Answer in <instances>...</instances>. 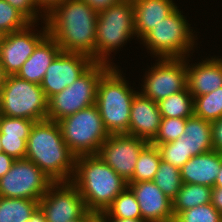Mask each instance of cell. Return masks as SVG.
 <instances>
[{
    "mask_svg": "<svg viewBox=\"0 0 222 222\" xmlns=\"http://www.w3.org/2000/svg\"><path fill=\"white\" fill-rule=\"evenodd\" d=\"M28 222H46L45 215L40 208L33 213Z\"/></svg>",
    "mask_w": 222,
    "mask_h": 222,
    "instance_id": "b9f144b4",
    "label": "cell"
},
{
    "mask_svg": "<svg viewBox=\"0 0 222 222\" xmlns=\"http://www.w3.org/2000/svg\"><path fill=\"white\" fill-rule=\"evenodd\" d=\"M109 222H145L142 219H121V218H107Z\"/></svg>",
    "mask_w": 222,
    "mask_h": 222,
    "instance_id": "ee69618b",
    "label": "cell"
},
{
    "mask_svg": "<svg viewBox=\"0 0 222 222\" xmlns=\"http://www.w3.org/2000/svg\"><path fill=\"white\" fill-rule=\"evenodd\" d=\"M87 222H109L108 219L101 213H94Z\"/></svg>",
    "mask_w": 222,
    "mask_h": 222,
    "instance_id": "7bdbcfd3",
    "label": "cell"
},
{
    "mask_svg": "<svg viewBox=\"0 0 222 222\" xmlns=\"http://www.w3.org/2000/svg\"><path fill=\"white\" fill-rule=\"evenodd\" d=\"M187 118H162L159 131L152 145L176 141L184 133Z\"/></svg>",
    "mask_w": 222,
    "mask_h": 222,
    "instance_id": "d6a6232c",
    "label": "cell"
},
{
    "mask_svg": "<svg viewBox=\"0 0 222 222\" xmlns=\"http://www.w3.org/2000/svg\"><path fill=\"white\" fill-rule=\"evenodd\" d=\"M1 146L3 152L15 160L25 159L26 141L21 136L1 134Z\"/></svg>",
    "mask_w": 222,
    "mask_h": 222,
    "instance_id": "e575fe53",
    "label": "cell"
},
{
    "mask_svg": "<svg viewBox=\"0 0 222 222\" xmlns=\"http://www.w3.org/2000/svg\"><path fill=\"white\" fill-rule=\"evenodd\" d=\"M96 30L95 62L113 66L109 61L111 52L123 47L131 37L137 36L134 27L133 0H122L118 4L100 10Z\"/></svg>",
    "mask_w": 222,
    "mask_h": 222,
    "instance_id": "5b68a950",
    "label": "cell"
},
{
    "mask_svg": "<svg viewBox=\"0 0 222 222\" xmlns=\"http://www.w3.org/2000/svg\"><path fill=\"white\" fill-rule=\"evenodd\" d=\"M71 183L79 190L86 209L101 214L128 186L127 181L98 155L76 157Z\"/></svg>",
    "mask_w": 222,
    "mask_h": 222,
    "instance_id": "3957f363",
    "label": "cell"
},
{
    "mask_svg": "<svg viewBox=\"0 0 222 222\" xmlns=\"http://www.w3.org/2000/svg\"><path fill=\"white\" fill-rule=\"evenodd\" d=\"M194 115L214 122L222 118V87L194 98Z\"/></svg>",
    "mask_w": 222,
    "mask_h": 222,
    "instance_id": "83f0119b",
    "label": "cell"
},
{
    "mask_svg": "<svg viewBox=\"0 0 222 222\" xmlns=\"http://www.w3.org/2000/svg\"><path fill=\"white\" fill-rule=\"evenodd\" d=\"M174 222H222V214L209 203L178 213Z\"/></svg>",
    "mask_w": 222,
    "mask_h": 222,
    "instance_id": "1f68e13d",
    "label": "cell"
},
{
    "mask_svg": "<svg viewBox=\"0 0 222 222\" xmlns=\"http://www.w3.org/2000/svg\"><path fill=\"white\" fill-rule=\"evenodd\" d=\"M64 0H35L38 8L47 15L55 6L62 3Z\"/></svg>",
    "mask_w": 222,
    "mask_h": 222,
    "instance_id": "ab89813d",
    "label": "cell"
},
{
    "mask_svg": "<svg viewBox=\"0 0 222 222\" xmlns=\"http://www.w3.org/2000/svg\"><path fill=\"white\" fill-rule=\"evenodd\" d=\"M161 160L158 147L148 143L139 153L134 174L127 183L153 181Z\"/></svg>",
    "mask_w": 222,
    "mask_h": 222,
    "instance_id": "484cf974",
    "label": "cell"
},
{
    "mask_svg": "<svg viewBox=\"0 0 222 222\" xmlns=\"http://www.w3.org/2000/svg\"><path fill=\"white\" fill-rule=\"evenodd\" d=\"M187 66V88L192 96H201L222 87V59L206 58L200 63Z\"/></svg>",
    "mask_w": 222,
    "mask_h": 222,
    "instance_id": "ac0fdd59",
    "label": "cell"
},
{
    "mask_svg": "<svg viewBox=\"0 0 222 222\" xmlns=\"http://www.w3.org/2000/svg\"><path fill=\"white\" fill-rule=\"evenodd\" d=\"M34 23L26 28L2 35L0 40V62L5 74L16 75L37 45L48 35L47 25L43 31L34 32Z\"/></svg>",
    "mask_w": 222,
    "mask_h": 222,
    "instance_id": "5bb4252c",
    "label": "cell"
},
{
    "mask_svg": "<svg viewBox=\"0 0 222 222\" xmlns=\"http://www.w3.org/2000/svg\"><path fill=\"white\" fill-rule=\"evenodd\" d=\"M190 28V24L177 7L141 41L157 58H186V55L194 49V40H196Z\"/></svg>",
    "mask_w": 222,
    "mask_h": 222,
    "instance_id": "ba28073f",
    "label": "cell"
},
{
    "mask_svg": "<svg viewBox=\"0 0 222 222\" xmlns=\"http://www.w3.org/2000/svg\"><path fill=\"white\" fill-rule=\"evenodd\" d=\"M60 52L61 48L48 34L37 45L16 75L31 83L41 84L48 66Z\"/></svg>",
    "mask_w": 222,
    "mask_h": 222,
    "instance_id": "44dd1931",
    "label": "cell"
},
{
    "mask_svg": "<svg viewBox=\"0 0 222 222\" xmlns=\"http://www.w3.org/2000/svg\"><path fill=\"white\" fill-rule=\"evenodd\" d=\"M213 147L222 154V118L212 122Z\"/></svg>",
    "mask_w": 222,
    "mask_h": 222,
    "instance_id": "8d00e7d4",
    "label": "cell"
},
{
    "mask_svg": "<svg viewBox=\"0 0 222 222\" xmlns=\"http://www.w3.org/2000/svg\"><path fill=\"white\" fill-rule=\"evenodd\" d=\"M145 222H174L173 202L153 181L127 183Z\"/></svg>",
    "mask_w": 222,
    "mask_h": 222,
    "instance_id": "2e32d148",
    "label": "cell"
},
{
    "mask_svg": "<svg viewBox=\"0 0 222 222\" xmlns=\"http://www.w3.org/2000/svg\"><path fill=\"white\" fill-rule=\"evenodd\" d=\"M25 159L32 161L54 182H71L76 156L65 143L58 122H35L26 142Z\"/></svg>",
    "mask_w": 222,
    "mask_h": 222,
    "instance_id": "7a4b0ae2",
    "label": "cell"
},
{
    "mask_svg": "<svg viewBox=\"0 0 222 222\" xmlns=\"http://www.w3.org/2000/svg\"><path fill=\"white\" fill-rule=\"evenodd\" d=\"M22 13L31 23H37L40 17L45 21L46 15L38 8L35 0H5ZM39 11L41 14H39ZM37 20V21H36Z\"/></svg>",
    "mask_w": 222,
    "mask_h": 222,
    "instance_id": "d590c367",
    "label": "cell"
},
{
    "mask_svg": "<svg viewBox=\"0 0 222 222\" xmlns=\"http://www.w3.org/2000/svg\"><path fill=\"white\" fill-rule=\"evenodd\" d=\"M62 137L76 156L97 155L109 137L96 104L58 121Z\"/></svg>",
    "mask_w": 222,
    "mask_h": 222,
    "instance_id": "52a82bcc",
    "label": "cell"
},
{
    "mask_svg": "<svg viewBox=\"0 0 222 222\" xmlns=\"http://www.w3.org/2000/svg\"><path fill=\"white\" fill-rule=\"evenodd\" d=\"M153 182L171 200L182 187L180 169L161 160Z\"/></svg>",
    "mask_w": 222,
    "mask_h": 222,
    "instance_id": "f1b7e54d",
    "label": "cell"
},
{
    "mask_svg": "<svg viewBox=\"0 0 222 222\" xmlns=\"http://www.w3.org/2000/svg\"><path fill=\"white\" fill-rule=\"evenodd\" d=\"M214 187H222V165H221L220 171L217 175V179L215 181Z\"/></svg>",
    "mask_w": 222,
    "mask_h": 222,
    "instance_id": "bcb514c9",
    "label": "cell"
},
{
    "mask_svg": "<svg viewBox=\"0 0 222 222\" xmlns=\"http://www.w3.org/2000/svg\"><path fill=\"white\" fill-rule=\"evenodd\" d=\"M39 208L46 222H68L74 219H89V212L79 190L71 182H54L39 200Z\"/></svg>",
    "mask_w": 222,
    "mask_h": 222,
    "instance_id": "7c38bea8",
    "label": "cell"
},
{
    "mask_svg": "<svg viewBox=\"0 0 222 222\" xmlns=\"http://www.w3.org/2000/svg\"><path fill=\"white\" fill-rule=\"evenodd\" d=\"M39 200L0 197V222H28Z\"/></svg>",
    "mask_w": 222,
    "mask_h": 222,
    "instance_id": "cb8c5ba5",
    "label": "cell"
},
{
    "mask_svg": "<svg viewBox=\"0 0 222 222\" xmlns=\"http://www.w3.org/2000/svg\"><path fill=\"white\" fill-rule=\"evenodd\" d=\"M48 99L40 84H34L17 75L6 76L0 89V115L47 120Z\"/></svg>",
    "mask_w": 222,
    "mask_h": 222,
    "instance_id": "8992f818",
    "label": "cell"
},
{
    "mask_svg": "<svg viewBox=\"0 0 222 222\" xmlns=\"http://www.w3.org/2000/svg\"><path fill=\"white\" fill-rule=\"evenodd\" d=\"M98 11L82 0H64L45 18L48 34L62 52L85 54L95 62Z\"/></svg>",
    "mask_w": 222,
    "mask_h": 222,
    "instance_id": "6da1fadb",
    "label": "cell"
},
{
    "mask_svg": "<svg viewBox=\"0 0 222 222\" xmlns=\"http://www.w3.org/2000/svg\"><path fill=\"white\" fill-rule=\"evenodd\" d=\"M157 147L160 151L161 159L178 169L191 158V154H187L184 135H181L176 141L159 144Z\"/></svg>",
    "mask_w": 222,
    "mask_h": 222,
    "instance_id": "4dcf8cb0",
    "label": "cell"
},
{
    "mask_svg": "<svg viewBox=\"0 0 222 222\" xmlns=\"http://www.w3.org/2000/svg\"><path fill=\"white\" fill-rule=\"evenodd\" d=\"M88 219H74L68 222H87Z\"/></svg>",
    "mask_w": 222,
    "mask_h": 222,
    "instance_id": "7dc6e473",
    "label": "cell"
},
{
    "mask_svg": "<svg viewBox=\"0 0 222 222\" xmlns=\"http://www.w3.org/2000/svg\"><path fill=\"white\" fill-rule=\"evenodd\" d=\"M102 214L106 218L142 219L139 204L128 186L115 197Z\"/></svg>",
    "mask_w": 222,
    "mask_h": 222,
    "instance_id": "4316f807",
    "label": "cell"
},
{
    "mask_svg": "<svg viewBox=\"0 0 222 222\" xmlns=\"http://www.w3.org/2000/svg\"><path fill=\"white\" fill-rule=\"evenodd\" d=\"M31 22L7 1L0 0V34H10L26 28Z\"/></svg>",
    "mask_w": 222,
    "mask_h": 222,
    "instance_id": "f546056e",
    "label": "cell"
},
{
    "mask_svg": "<svg viewBox=\"0 0 222 222\" xmlns=\"http://www.w3.org/2000/svg\"><path fill=\"white\" fill-rule=\"evenodd\" d=\"M161 119L158 104L137 92L131 104L129 135L151 143L157 136Z\"/></svg>",
    "mask_w": 222,
    "mask_h": 222,
    "instance_id": "e0dca14e",
    "label": "cell"
},
{
    "mask_svg": "<svg viewBox=\"0 0 222 222\" xmlns=\"http://www.w3.org/2000/svg\"><path fill=\"white\" fill-rule=\"evenodd\" d=\"M186 58H158L145 74L141 93L156 103L187 88Z\"/></svg>",
    "mask_w": 222,
    "mask_h": 222,
    "instance_id": "8fae6325",
    "label": "cell"
},
{
    "mask_svg": "<svg viewBox=\"0 0 222 222\" xmlns=\"http://www.w3.org/2000/svg\"><path fill=\"white\" fill-rule=\"evenodd\" d=\"M183 135L191 157L214 150L212 122L193 115L187 118Z\"/></svg>",
    "mask_w": 222,
    "mask_h": 222,
    "instance_id": "7402d4cb",
    "label": "cell"
},
{
    "mask_svg": "<svg viewBox=\"0 0 222 222\" xmlns=\"http://www.w3.org/2000/svg\"><path fill=\"white\" fill-rule=\"evenodd\" d=\"M162 118H189L194 115V97L188 88L157 102Z\"/></svg>",
    "mask_w": 222,
    "mask_h": 222,
    "instance_id": "d4e9b609",
    "label": "cell"
},
{
    "mask_svg": "<svg viewBox=\"0 0 222 222\" xmlns=\"http://www.w3.org/2000/svg\"><path fill=\"white\" fill-rule=\"evenodd\" d=\"M6 74L3 70V66L0 62V89L2 88L3 84L5 83V79H6Z\"/></svg>",
    "mask_w": 222,
    "mask_h": 222,
    "instance_id": "f6af8a7d",
    "label": "cell"
},
{
    "mask_svg": "<svg viewBox=\"0 0 222 222\" xmlns=\"http://www.w3.org/2000/svg\"><path fill=\"white\" fill-rule=\"evenodd\" d=\"M94 63L85 54L61 51L48 66L40 84L47 99L70 86Z\"/></svg>",
    "mask_w": 222,
    "mask_h": 222,
    "instance_id": "9a60e30c",
    "label": "cell"
},
{
    "mask_svg": "<svg viewBox=\"0 0 222 222\" xmlns=\"http://www.w3.org/2000/svg\"><path fill=\"white\" fill-rule=\"evenodd\" d=\"M14 161L15 159L6 153H0V178L11 169Z\"/></svg>",
    "mask_w": 222,
    "mask_h": 222,
    "instance_id": "f35d334b",
    "label": "cell"
},
{
    "mask_svg": "<svg viewBox=\"0 0 222 222\" xmlns=\"http://www.w3.org/2000/svg\"><path fill=\"white\" fill-rule=\"evenodd\" d=\"M0 139H1V132H0ZM0 153H3V149H2V146H1V140H0Z\"/></svg>",
    "mask_w": 222,
    "mask_h": 222,
    "instance_id": "c3c4849f",
    "label": "cell"
},
{
    "mask_svg": "<svg viewBox=\"0 0 222 222\" xmlns=\"http://www.w3.org/2000/svg\"><path fill=\"white\" fill-rule=\"evenodd\" d=\"M85 1L90 7L97 10L106 9L112 5L120 3L122 0H82Z\"/></svg>",
    "mask_w": 222,
    "mask_h": 222,
    "instance_id": "74e56055",
    "label": "cell"
},
{
    "mask_svg": "<svg viewBox=\"0 0 222 222\" xmlns=\"http://www.w3.org/2000/svg\"><path fill=\"white\" fill-rule=\"evenodd\" d=\"M212 187L183 183L173 202L174 217L190 208L211 203Z\"/></svg>",
    "mask_w": 222,
    "mask_h": 222,
    "instance_id": "603a6c76",
    "label": "cell"
},
{
    "mask_svg": "<svg viewBox=\"0 0 222 222\" xmlns=\"http://www.w3.org/2000/svg\"><path fill=\"white\" fill-rule=\"evenodd\" d=\"M178 6L173 0H133L134 27L142 39Z\"/></svg>",
    "mask_w": 222,
    "mask_h": 222,
    "instance_id": "ffe728a7",
    "label": "cell"
},
{
    "mask_svg": "<svg viewBox=\"0 0 222 222\" xmlns=\"http://www.w3.org/2000/svg\"><path fill=\"white\" fill-rule=\"evenodd\" d=\"M54 181L27 159H17L0 178V197L40 200Z\"/></svg>",
    "mask_w": 222,
    "mask_h": 222,
    "instance_id": "30bf717a",
    "label": "cell"
},
{
    "mask_svg": "<svg viewBox=\"0 0 222 222\" xmlns=\"http://www.w3.org/2000/svg\"><path fill=\"white\" fill-rule=\"evenodd\" d=\"M111 66L95 62L70 86L48 99L47 120L56 121L96 104L97 86Z\"/></svg>",
    "mask_w": 222,
    "mask_h": 222,
    "instance_id": "9c48e42d",
    "label": "cell"
},
{
    "mask_svg": "<svg viewBox=\"0 0 222 222\" xmlns=\"http://www.w3.org/2000/svg\"><path fill=\"white\" fill-rule=\"evenodd\" d=\"M34 123L35 121L30 119L0 115V132L1 134L21 136L27 142Z\"/></svg>",
    "mask_w": 222,
    "mask_h": 222,
    "instance_id": "836d02e7",
    "label": "cell"
},
{
    "mask_svg": "<svg viewBox=\"0 0 222 222\" xmlns=\"http://www.w3.org/2000/svg\"><path fill=\"white\" fill-rule=\"evenodd\" d=\"M121 73L111 66L97 86L96 105L110 135L129 134L131 104L137 93Z\"/></svg>",
    "mask_w": 222,
    "mask_h": 222,
    "instance_id": "277c9868",
    "label": "cell"
},
{
    "mask_svg": "<svg viewBox=\"0 0 222 222\" xmlns=\"http://www.w3.org/2000/svg\"><path fill=\"white\" fill-rule=\"evenodd\" d=\"M211 203L222 214V187H213Z\"/></svg>",
    "mask_w": 222,
    "mask_h": 222,
    "instance_id": "60d3db41",
    "label": "cell"
},
{
    "mask_svg": "<svg viewBox=\"0 0 222 222\" xmlns=\"http://www.w3.org/2000/svg\"><path fill=\"white\" fill-rule=\"evenodd\" d=\"M147 144L144 139L129 134L109 135L97 155L128 182L134 174L139 153Z\"/></svg>",
    "mask_w": 222,
    "mask_h": 222,
    "instance_id": "4fadbf2b",
    "label": "cell"
},
{
    "mask_svg": "<svg viewBox=\"0 0 222 222\" xmlns=\"http://www.w3.org/2000/svg\"><path fill=\"white\" fill-rule=\"evenodd\" d=\"M222 165V154L217 150L191 157L181 168L183 183L214 187Z\"/></svg>",
    "mask_w": 222,
    "mask_h": 222,
    "instance_id": "d6986e66",
    "label": "cell"
}]
</instances>
